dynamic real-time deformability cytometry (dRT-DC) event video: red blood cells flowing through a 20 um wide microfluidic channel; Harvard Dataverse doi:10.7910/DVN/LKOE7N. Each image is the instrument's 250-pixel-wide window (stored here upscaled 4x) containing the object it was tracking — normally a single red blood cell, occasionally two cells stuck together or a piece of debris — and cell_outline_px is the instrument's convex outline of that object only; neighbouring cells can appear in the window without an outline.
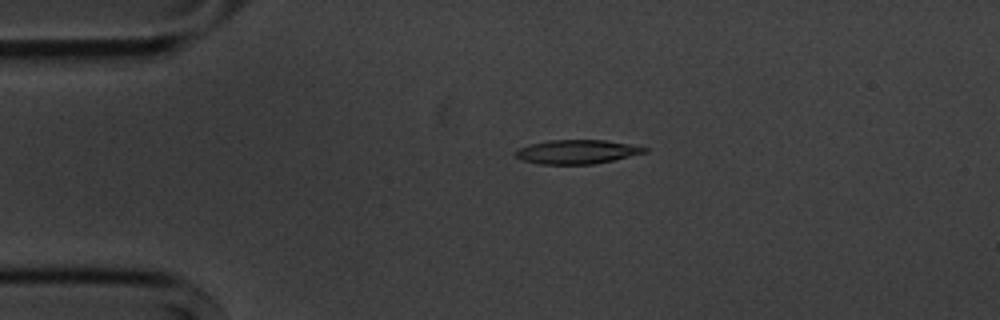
{"species": "common noctule bat (a hibernating species)", "species_latin": "Nyctalus noctula", "temperature_condition": "cold", "stored_images_in_passage": 5, "camera_frame_rate_fps": 3000, "um_per_image_px": 0.085, "animal": {"sex": "male", "body_mass_g": 20.1, "forearm_length_mm": 53.5}, "frame": {"image": 1, "passage_image": 3, "time_ms": 3.333, "image_size_px": [1000, 320], "cell_outline_px": [[648, 152], [612, 160], [592, 164], [540, 164], [520, 160], [512, 156], [512, 152], [516, 148], [548, 140], [604, 140], [628, 144], [648, 148]], "centroid_in_image_um": [48.94, 12.91], "position_along_channel_um": 36.1, "area_um2": 18.15}}